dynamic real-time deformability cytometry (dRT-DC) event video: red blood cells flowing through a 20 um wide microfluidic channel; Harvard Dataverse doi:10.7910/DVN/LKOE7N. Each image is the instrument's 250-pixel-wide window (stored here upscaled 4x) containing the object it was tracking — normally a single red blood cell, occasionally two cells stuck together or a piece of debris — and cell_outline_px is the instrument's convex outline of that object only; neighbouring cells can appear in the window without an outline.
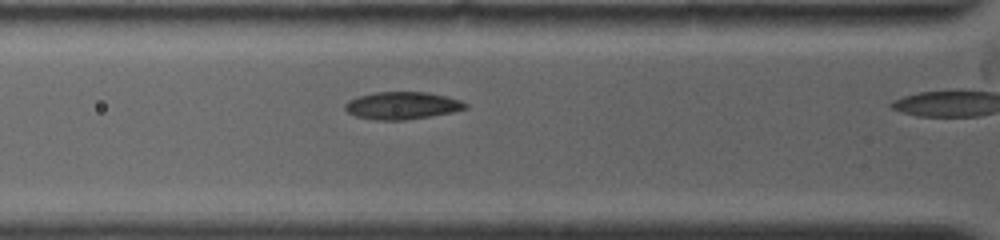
{"species": "common noctule bat (a hibernating species)", "species_latin": "Nyctalus noctula", "temperature_condition": "warm", "stored_images_in_passage": 5, "segment_of_instrument_passage": [1, 2], "camera_frame_rate_fps": 4500, "um_per_image_px": 0.085, "animal": {"sex": "female", "body_mass_g": 19.0, "forearm_length_mm": 53.3}, "frame": {"image": 1, "passage_image": 4, "time_ms": 2.0, "image_size_px": [1000, 240], "cell_outline_px": [[468, 108], [452, 112], [404, 120], [376, 120], [356, 116], [348, 112], [344, 108], [344, 104], [348, 100], [360, 96], [376, 92], [428, 92], [448, 96], [460, 100], [468, 104]], "centroid_in_image_um": [34.2, 8.96], "position_along_channel_um": 91.6, "area_um2": 19.19}}